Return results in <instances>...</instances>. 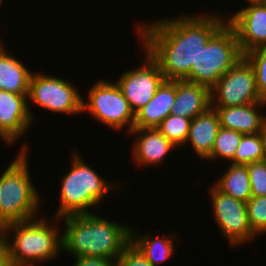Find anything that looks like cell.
I'll return each instance as SVG.
<instances>
[{
	"mask_svg": "<svg viewBox=\"0 0 266 266\" xmlns=\"http://www.w3.org/2000/svg\"><path fill=\"white\" fill-rule=\"evenodd\" d=\"M215 14H186L137 24L142 46L159 64L165 80L187 78L201 49L227 22Z\"/></svg>",
	"mask_w": 266,
	"mask_h": 266,
	"instance_id": "obj_1",
	"label": "cell"
},
{
	"mask_svg": "<svg viewBox=\"0 0 266 266\" xmlns=\"http://www.w3.org/2000/svg\"><path fill=\"white\" fill-rule=\"evenodd\" d=\"M59 220L64 221L62 251L73 258L94 256L116 261L131 243L132 227L98 214L69 215Z\"/></svg>",
	"mask_w": 266,
	"mask_h": 266,
	"instance_id": "obj_2",
	"label": "cell"
},
{
	"mask_svg": "<svg viewBox=\"0 0 266 266\" xmlns=\"http://www.w3.org/2000/svg\"><path fill=\"white\" fill-rule=\"evenodd\" d=\"M51 224L44 217H35L2 227L7 240V260L13 266H36L35 263L59 256L63 250L62 232L58 225Z\"/></svg>",
	"mask_w": 266,
	"mask_h": 266,
	"instance_id": "obj_3",
	"label": "cell"
},
{
	"mask_svg": "<svg viewBox=\"0 0 266 266\" xmlns=\"http://www.w3.org/2000/svg\"><path fill=\"white\" fill-rule=\"evenodd\" d=\"M23 145L0 174V228L33 219L39 214L41 201L29 172V147L27 143Z\"/></svg>",
	"mask_w": 266,
	"mask_h": 266,
	"instance_id": "obj_4",
	"label": "cell"
},
{
	"mask_svg": "<svg viewBox=\"0 0 266 266\" xmlns=\"http://www.w3.org/2000/svg\"><path fill=\"white\" fill-rule=\"evenodd\" d=\"M74 152L71 156L72 167L60 181V205L53 218L58 222L59 218L69 215L91 214L90 208L100 205L103 198L118 187L85 164L77 150Z\"/></svg>",
	"mask_w": 266,
	"mask_h": 266,
	"instance_id": "obj_5",
	"label": "cell"
},
{
	"mask_svg": "<svg viewBox=\"0 0 266 266\" xmlns=\"http://www.w3.org/2000/svg\"><path fill=\"white\" fill-rule=\"evenodd\" d=\"M243 56L235 31L226 22L201 49L185 81L211 89Z\"/></svg>",
	"mask_w": 266,
	"mask_h": 266,
	"instance_id": "obj_6",
	"label": "cell"
},
{
	"mask_svg": "<svg viewBox=\"0 0 266 266\" xmlns=\"http://www.w3.org/2000/svg\"><path fill=\"white\" fill-rule=\"evenodd\" d=\"M82 111H88L91 117L114 131L128 126L129 133L134 128L135 113L116 82L100 79L94 83L88 91V100L83 97Z\"/></svg>",
	"mask_w": 266,
	"mask_h": 266,
	"instance_id": "obj_7",
	"label": "cell"
},
{
	"mask_svg": "<svg viewBox=\"0 0 266 266\" xmlns=\"http://www.w3.org/2000/svg\"><path fill=\"white\" fill-rule=\"evenodd\" d=\"M70 80L44 73H32L28 102L60 115L82 114L83 95Z\"/></svg>",
	"mask_w": 266,
	"mask_h": 266,
	"instance_id": "obj_8",
	"label": "cell"
},
{
	"mask_svg": "<svg viewBox=\"0 0 266 266\" xmlns=\"http://www.w3.org/2000/svg\"><path fill=\"white\" fill-rule=\"evenodd\" d=\"M210 98L211 108L264 101L256 87L254 68L244 56L210 89Z\"/></svg>",
	"mask_w": 266,
	"mask_h": 266,
	"instance_id": "obj_9",
	"label": "cell"
},
{
	"mask_svg": "<svg viewBox=\"0 0 266 266\" xmlns=\"http://www.w3.org/2000/svg\"><path fill=\"white\" fill-rule=\"evenodd\" d=\"M209 194L214 221L229 244L236 247L252 241L256 235L248 223L246 203L222 193L212 184Z\"/></svg>",
	"mask_w": 266,
	"mask_h": 266,
	"instance_id": "obj_10",
	"label": "cell"
},
{
	"mask_svg": "<svg viewBox=\"0 0 266 266\" xmlns=\"http://www.w3.org/2000/svg\"><path fill=\"white\" fill-rule=\"evenodd\" d=\"M164 81L159 64L145 49L143 65L122 73L116 84L136 113L152 99Z\"/></svg>",
	"mask_w": 266,
	"mask_h": 266,
	"instance_id": "obj_11",
	"label": "cell"
},
{
	"mask_svg": "<svg viewBox=\"0 0 266 266\" xmlns=\"http://www.w3.org/2000/svg\"><path fill=\"white\" fill-rule=\"evenodd\" d=\"M28 101V95L0 90V139L10 146L31 129L35 120Z\"/></svg>",
	"mask_w": 266,
	"mask_h": 266,
	"instance_id": "obj_12",
	"label": "cell"
},
{
	"mask_svg": "<svg viewBox=\"0 0 266 266\" xmlns=\"http://www.w3.org/2000/svg\"><path fill=\"white\" fill-rule=\"evenodd\" d=\"M231 15L225 19L234 29L243 55L257 47L266 45L265 5L250 3L247 7H242Z\"/></svg>",
	"mask_w": 266,
	"mask_h": 266,
	"instance_id": "obj_13",
	"label": "cell"
},
{
	"mask_svg": "<svg viewBox=\"0 0 266 266\" xmlns=\"http://www.w3.org/2000/svg\"><path fill=\"white\" fill-rule=\"evenodd\" d=\"M129 134L137 135L132 145V159L138 167L157 166L177 148L157 128H133Z\"/></svg>",
	"mask_w": 266,
	"mask_h": 266,
	"instance_id": "obj_14",
	"label": "cell"
},
{
	"mask_svg": "<svg viewBox=\"0 0 266 266\" xmlns=\"http://www.w3.org/2000/svg\"><path fill=\"white\" fill-rule=\"evenodd\" d=\"M264 106L266 101L213 109L218 112L221 127L238 131L243 135H253L264 132L266 127ZM259 108L262 109V113L258 111Z\"/></svg>",
	"mask_w": 266,
	"mask_h": 266,
	"instance_id": "obj_15",
	"label": "cell"
},
{
	"mask_svg": "<svg viewBox=\"0 0 266 266\" xmlns=\"http://www.w3.org/2000/svg\"><path fill=\"white\" fill-rule=\"evenodd\" d=\"M176 80H165L152 99L135 113L134 128H157L175 102Z\"/></svg>",
	"mask_w": 266,
	"mask_h": 266,
	"instance_id": "obj_16",
	"label": "cell"
},
{
	"mask_svg": "<svg viewBox=\"0 0 266 266\" xmlns=\"http://www.w3.org/2000/svg\"><path fill=\"white\" fill-rule=\"evenodd\" d=\"M210 107L209 88L185 80H176L175 102L170 114L180 115L192 120L197 115L206 112Z\"/></svg>",
	"mask_w": 266,
	"mask_h": 266,
	"instance_id": "obj_17",
	"label": "cell"
},
{
	"mask_svg": "<svg viewBox=\"0 0 266 266\" xmlns=\"http://www.w3.org/2000/svg\"><path fill=\"white\" fill-rule=\"evenodd\" d=\"M220 127L218 112L210 107L192 119L185 143H190L194 153L205 160L211 154Z\"/></svg>",
	"mask_w": 266,
	"mask_h": 266,
	"instance_id": "obj_18",
	"label": "cell"
},
{
	"mask_svg": "<svg viewBox=\"0 0 266 266\" xmlns=\"http://www.w3.org/2000/svg\"><path fill=\"white\" fill-rule=\"evenodd\" d=\"M32 73L3 44L0 46V90L28 95Z\"/></svg>",
	"mask_w": 266,
	"mask_h": 266,
	"instance_id": "obj_19",
	"label": "cell"
},
{
	"mask_svg": "<svg viewBox=\"0 0 266 266\" xmlns=\"http://www.w3.org/2000/svg\"><path fill=\"white\" fill-rule=\"evenodd\" d=\"M135 231V232H134ZM140 232L131 230V243L144 255V257L151 263L152 266L164 263L171 255H174L175 250V234H169L168 237L156 236L155 238L146 235H140Z\"/></svg>",
	"mask_w": 266,
	"mask_h": 266,
	"instance_id": "obj_20",
	"label": "cell"
},
{
	"mask_svg": "<svg viewBox=\"0 0 266 266\" xmlns=\"http://www.w3.org/2000/svg\"><path fill=\"white\" fill-rule=\"evenodd\" d=\"M213 185L222 193L245 203L252 197L246 165L230 163L227 171Z\"/></svg>",
	"mask_w": 266,
	"mask_h": 266,
	"instance_id": "obj_21",
	"label": "cell"
},
{
	"mask_svg": "<svg viewBox=\"0 0 266 266\" xmlns=\"http://www.w3.org/2000/svg\"><path fill=\"white\" fill-rule=\"evenodd\" d=\"M264 158V132L243 135L231 164L246 165Z\"/></svg>",
	"mask_w": 266,
	"mask_h": 266,
	"instance_id": "obj_22",
	"label": "cell"
},
{
	"mask_svg": "<svg viewBox=\"0 0 266 266\" xmlns=\"http://www.w3.org/2000/svg\"><path fill=\"white\" fill-rule=\"evenodd\" d=\"M242 136L243 134L238 131L220 127L211 154L205 160L214 161L223 158L231 162Z\"/></svg>",
	"mask_w": 266,
	"mask_h": 266,
	"instance_id": "obj_23",
	"label": "cell"
},
{
	"mask_svg": "<svg viewBox=\"0 0 266 266\" xmlns=\"http://www.w3.org/2000/svg\"><path fill=\"white\" fill-rule=\"evenodd\" d=\"M191 119L180 115L169 114L161 121L157 129L177 148L187 145L186 138L191 125Z\"/></svg>",
	"mask_w": 266,
	"mask_h": 266,
	"instance_id": "obj_24",
	"label": "cell"
},
{
	"mask_svg": "<svg viewBox=\"0 0 266 266\" xmlns=\"http://www.w3.org/2000/svg\"><path fill=\"white\" fill-rule=\"evenodd\" d=\"M248 223L257 236L266 233V195L261 197H251L247 202Z\"/></svg>",
	"mask_w": 266,
	"mask_h": 266,
	"instance_id": "obj_25",
	"label": "cell"
},
{
	"mask_svg": "<svg viewBox=\"0 0 266 266\" xmlns=\"http://www.w3.org/2000/svg\"><path fill=\"white\" fill-rule=\"evenodd\" d=\"M244 57L253 66L258 93L266 101V45L249 51Z\"/></svg>",
	"mask_w": 266,
	"mask_h": 266,
	"instance_id": "obj_26",
	"label": "cell"
},
{
	"mask_svg": "<svg viewBox=\"0 0 266 266\" xmlns=\"http://www.w3.org/2000/svg\"><path fill=\"white\" fill-rule=\"evenodd\" d=\"M249 173L251 196L266 195V162L264 160L246 164Z\"/></svg>",
	"mask_w": 266,
	"mask_h": 266,
	"instance_id": "obj_27",
	"label": "cell"
},
{
	"mask_svg": "<svg viewBox=\"0 0 266 266\" xmlns=\"http://www.w3.org/2000/svg\"><path fill=\"white\" fill-rule=\"evenodd\" d=\"M116 266H152L144 255L130 243L116 260Z\"/></svg>",
	"mask_w": 266,
	"mask_h": 266,
	"instance_id": "obj_28",
	"label": "cell"
},
{
	"mask_svg": "<svg viewBox=\"0 0 266 266\" xmlns=\"http://www.w3.org/2000/svg\"><path fill=\"white\" fill-rule=\"evenodd\" d=\"M73 266H116V261L94 256H81L75 258Z\"/></svg>",
	"mask_w": 266,
	"mask_h": 266,
	"instance_id": "obj_29",
	"label": "cell"
},
{
	"mask_svg": "<svg viewBox=\"0 0 266 266\" xmlns=\"http://www.w3.org/2000/svg\"><path fill=\"white\" fill-rule=\"evenodd\" d=\"M7 261V240L5 234L0 228V266Z\"/></svg>",
	"mask_w": 266,
	"mask_h": 266,
	"instance_id": "obj_30",
	"label": "cell"
},
{
	"mask_svg": "<svg viewBox=\"0 0 266 266\" xmlns=\"http://www.w3.org/2000/svg\"><path fill=\"white\" fill-rule=\"evenodd\" d=\"M263 160L266 162V127L264 129V158Z\"/></svg>",
	"mask_w": 266,
	"mask_h": 266,
	"instance_id": "obj_31",
	"label": "cell"
},
{
	"mask_svg": "<svg viewBox=\"0 0 266 266\" xmlns=\"http://www.w3.org/2000/svg\"><path fill=\"white\" fill-rule=\"evenodd\" d=\"M262 0H246V2L250 3H261Z\"/></svg>",
	"mask_w": 266,
	"mask_h": 266,
	"instance_id": "obj_32",
	"label": "cell"
},
{
	"mask_svg": "<svg viewBox=\"0 0 266 266\" xmlns=\"http://www.w3.org/2000/svg\"><path fill=\"white\" fill-rule=\"evenodd\" d=\"M2 266H13L8 260Z\"/></svg>",
	"mask_w": 266,
	"mask_h": 266,
	"instance_id": "obj_33",
	"label": "cell"
},
{
	"mask_svg": "<svg viewBox=\"0 0 266 266\" xmlns=\"http://www.w3.org/2000/svg\"><path fill=\"white\" fill-rule=\"evenodd\" d=\"M261 3L266 6V0H262Z\"/></svg>",
	"mask_w": 266,
	"mask_h": 266,
	"instance_id": "obj_34",
	"label": "cell"
}]
</instances>
